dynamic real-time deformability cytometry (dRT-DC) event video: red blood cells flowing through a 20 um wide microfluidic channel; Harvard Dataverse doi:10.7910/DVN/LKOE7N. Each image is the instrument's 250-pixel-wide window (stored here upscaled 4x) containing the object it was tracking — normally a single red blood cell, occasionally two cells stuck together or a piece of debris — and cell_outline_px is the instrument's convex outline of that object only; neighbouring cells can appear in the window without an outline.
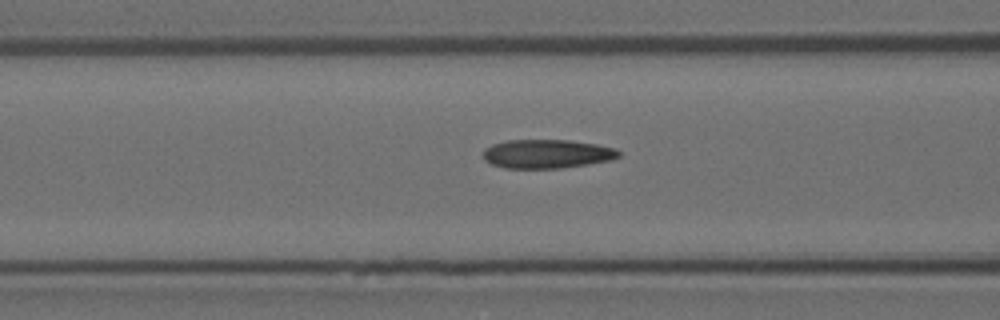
{"species": "Egyptian fruit bat (a non-hibernating species)", "species_latin": "Rousettus aegyptiacus", "temperature_condition": "room temperature", "stored_images_in_passage": 9, "camera_frame_rate_fps": 3000, "um_per_image_px": 0.085, "animal": {"sex": "female"}, "frame": {"image": 1, "passage_image": 7, "time_ms": 2.0, "image_size_px": [1000, 320], "cell_outline_px": [[620, 156], [612, 160], [588, 164], [560, 168], [504, 168], [492, 164], [484, 160], [484, 148], [492, 144], [508, 140], [568, 140], [596, 144], [616, 148], [620, 152]], "centroid_in_image_um": [46.5, 13.08], "position_along_channel_um": 120.1, "area_um2": 22.83}}